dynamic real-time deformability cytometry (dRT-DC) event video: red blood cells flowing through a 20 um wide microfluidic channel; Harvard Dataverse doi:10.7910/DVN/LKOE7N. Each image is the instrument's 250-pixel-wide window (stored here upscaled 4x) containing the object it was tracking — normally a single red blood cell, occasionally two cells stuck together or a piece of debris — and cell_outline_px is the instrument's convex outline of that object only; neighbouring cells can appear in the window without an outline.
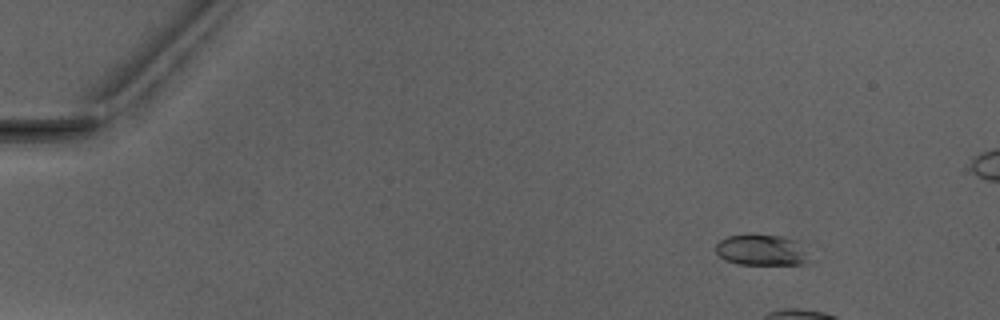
{"species": "Egyptian fruit bat (a non-hibernating species)", "species_latin": "Rousettus aegyptiacus", "temperature_condition": "warm", "stored_images_in_passage": 7, "camera_frame_rate_fps": 3000, "um_per_image_px": 0.085, "animal": {"sex": "male"}, "frame": {"image": 1, "passage_image": 2, "time_ms": 1.0, "image_size_px": [1000, 320], "cell_outline_px": [[816, 260], [804, 264], [740, 264], [724, 260], [716, 252], [716, 244], [720, 240], [728, 236], [784, 236], [800, 240]], "centroid_in_image_um": [64.9, 21.28], "position_along_channel_um": 20.1, "area_um2": 17.22}}